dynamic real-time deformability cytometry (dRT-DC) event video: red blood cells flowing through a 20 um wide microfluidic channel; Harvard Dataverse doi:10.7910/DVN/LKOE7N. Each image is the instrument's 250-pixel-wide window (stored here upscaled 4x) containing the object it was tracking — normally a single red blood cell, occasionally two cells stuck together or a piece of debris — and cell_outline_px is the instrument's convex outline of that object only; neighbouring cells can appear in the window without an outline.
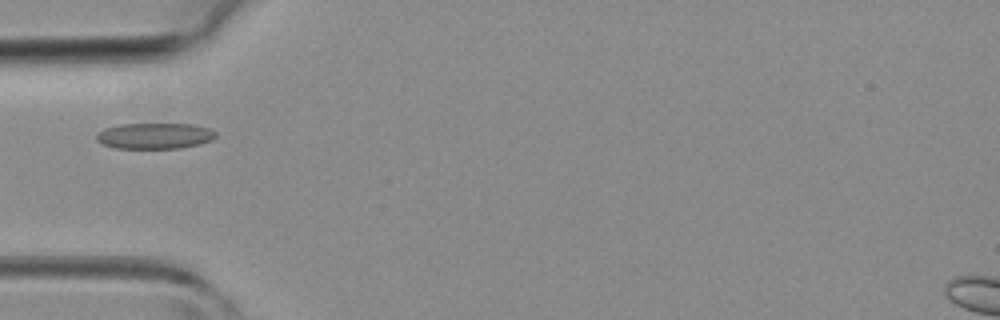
{"species": "common noctule bat (a hibernating species)", "species_latin": "Nyctalus noctula", "temperature_condition": "room temperature", "stored_images_in_passage": 43, "camera_frame_rate_fps": 3000, "um_per_image_px": 0.085, "animal": {"sex": "female", "body_mass_g": 19.3, "forearm_length_mm": 54.1}, "frame": {"image": 1, "passage_image": 13, "time_ms": 4.0, "image_size_px": [1000, 320], "cell_outline_px": [[216, 136], [212, 140], [200, 144], [180, 148], [116, 148], [104, 144], [96, 140], [96, 136], [104, 128], [120, 124], [192, 124], [212, 128], [216, 132]], "centroid_in_image_um": [13.2, 11.54], "position_along_channel_um": 71.8, "area_um2": 18.03}}
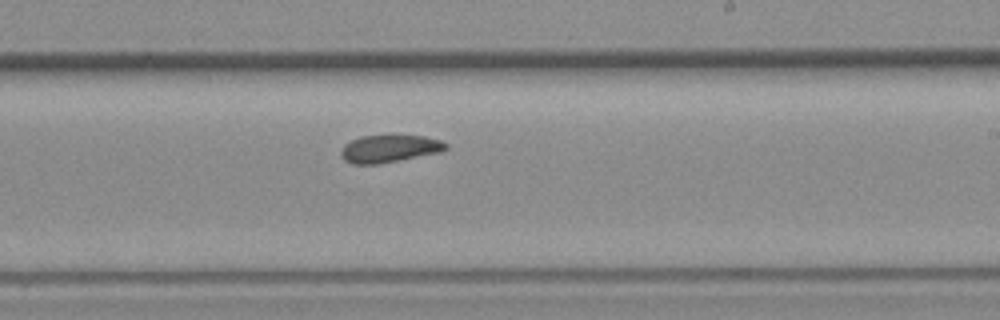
{"frame": {"image": 2, "passage_image": 25, "time_ms": 8.0, "image_size_px": [1000, 320], "cell_outline_px": [[448, 148], [440, 152], [400, 160], [376, 164], [352, 164], [344, 160], [340, 156], [340, 152], [344, 144], [360, 136], [424, 136], [440, 140], [448, 144]], "centroid_in_image_um": [33.08, 12.64], "position_along_channel_um": 255.9, "area_um2": 16.7}}
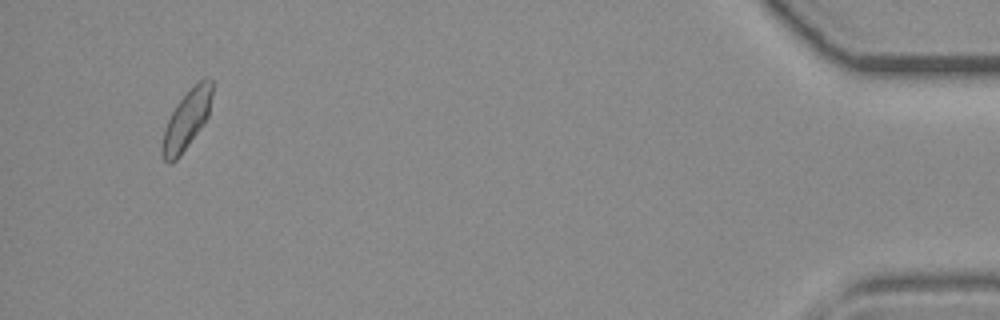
{"frame": {"image": 3, "passage_image": 41, "time_ms": 13.333, "image_size_px": [1000, 320], "cell_outline_px": [[212, 92], [208, 116], [200, 128], [180, 156], [176, 160], [168, 164], [164, 160], [160, 152], [160, 148], [164, 128], [176, 104], [204, 76], [212, 80]], "centroid_in_image_um": [15.83, 10.22], "position_along_channel_um": 419.4, "area_um2": 16.94}}